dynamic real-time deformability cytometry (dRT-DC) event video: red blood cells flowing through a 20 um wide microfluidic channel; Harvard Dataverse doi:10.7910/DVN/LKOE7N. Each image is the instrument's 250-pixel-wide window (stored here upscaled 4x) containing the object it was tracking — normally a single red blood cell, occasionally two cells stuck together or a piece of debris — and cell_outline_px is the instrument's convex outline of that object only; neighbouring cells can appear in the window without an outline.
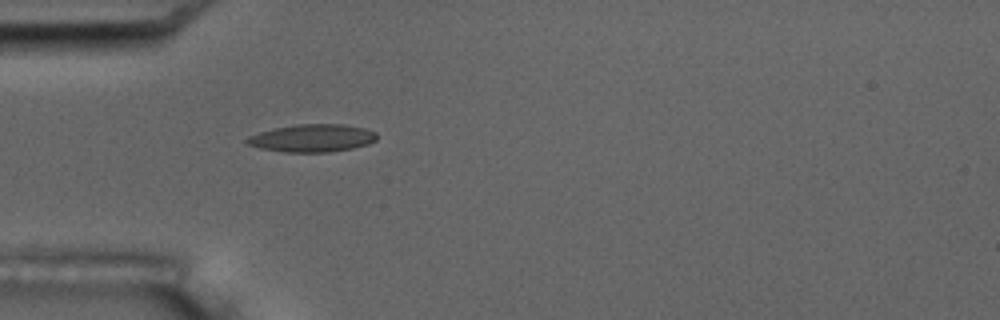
{"species": "common noctule bat (a hibernating species)", "species_latin": "Nyctalus noctula", "temperature_condition": "room temperature", "stored_images_in_passage": 4, "camera_frame_rate_fps": 3000, "um_per_image_px": 0.085, "animal": {"sex": "male", "body_mass_g": 17.5, "forearm_length_mm": 52.3}, "frame": {"image": 1, "passage_image": 4, "time_ms": 4.667, "image_size_px": [1000, 320], "cell_outline_px": [[376, 140], [368, 144], [352, 148], [328, 152], [284, 152], [260, 148], [248, 144], [244, 140], [248, 136], [260, 132], [276, 128], [296, 124], [340, 124], [364, 128], [376, 132]], "centroid_in_image_um": [26.53, 11.74], "position_along_channel_um": 58.5, "area_um2": 20.81}}